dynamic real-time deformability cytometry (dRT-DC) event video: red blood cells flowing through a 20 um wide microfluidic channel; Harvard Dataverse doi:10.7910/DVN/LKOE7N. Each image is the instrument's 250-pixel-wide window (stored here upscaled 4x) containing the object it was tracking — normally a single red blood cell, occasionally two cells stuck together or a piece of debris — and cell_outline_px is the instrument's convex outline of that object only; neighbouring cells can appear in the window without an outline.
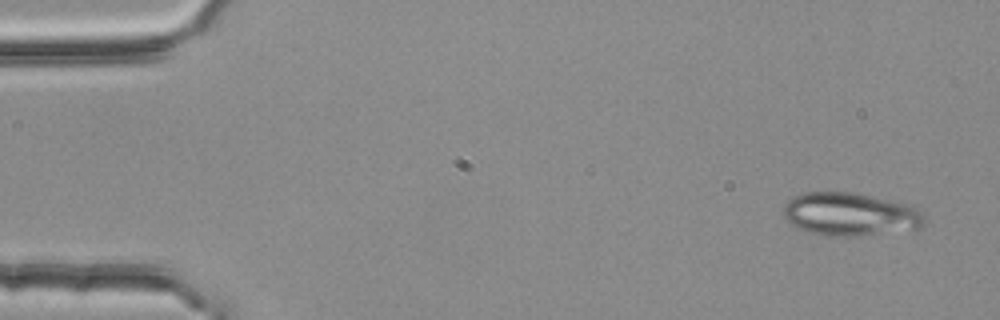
{"species": "common noctule bat (a hibernating species)", "species_latin": "Nyctalus noctula", "temperature_condition": "room temperature", "stored_images_in_passage": 4, "camera_frame_rate_fps": 3000, "um_per_image_px": 0.085, "animal": {"sex": "female", "body_mass_g": 25.1}, "frame": {"image": 1, "passage_image": 1, "time_ms": 0.0, "image_size_px": [1000, 320], "cell_outline_px": [[924, 224], [920, 228], [852, 236], [824, 236], [808, 232], [796, 228], [788, 224], [784, 216], [784, 204], [792, 196], [804, 192], [856, 192], [896, 200], [912, 204], [924, 216]], "centroid_in_image_um": [72.23, 18.19], "position_along_channel_um": 12.8, "area_um2": 35.95}}